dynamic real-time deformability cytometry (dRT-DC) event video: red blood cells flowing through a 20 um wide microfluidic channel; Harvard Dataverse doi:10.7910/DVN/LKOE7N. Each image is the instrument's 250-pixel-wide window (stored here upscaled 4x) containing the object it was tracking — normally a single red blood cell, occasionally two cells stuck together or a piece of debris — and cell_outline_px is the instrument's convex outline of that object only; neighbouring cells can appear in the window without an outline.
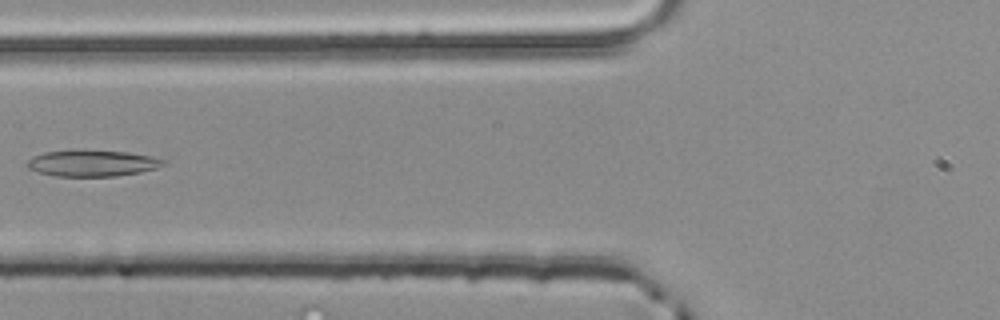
{"species": "common noctule bat (a hibernating species)", "species_latin": "Nyctalus noctula", "temperature_condition": "room temperature", "stored_images_in_passage": 4, "segment_of_instrument_passage": [2, 2], "camera_frame_rate_fps": 3000, "um_per_image_px": 0.085, "animal": {"sex": "male", "body_mass_g": 20.4}, "frame": {"image": 1, "passage_image": 4, "time_ms": 1.0, "image_size_px": [1000, 320], "cell_outline_px": [[168, 160], [164, 164], [156, 168], [140, 172], [116, 176], [56, 176], [40, 172], [28, 168], [28, 160], [32, 156], [44, 152], [72, 148], [128, 152], [152, 156]], "centroid_in_image_um": [7.84, 13.84], "position_along_channel_um": 118.0, "area_um2": 21.33}}